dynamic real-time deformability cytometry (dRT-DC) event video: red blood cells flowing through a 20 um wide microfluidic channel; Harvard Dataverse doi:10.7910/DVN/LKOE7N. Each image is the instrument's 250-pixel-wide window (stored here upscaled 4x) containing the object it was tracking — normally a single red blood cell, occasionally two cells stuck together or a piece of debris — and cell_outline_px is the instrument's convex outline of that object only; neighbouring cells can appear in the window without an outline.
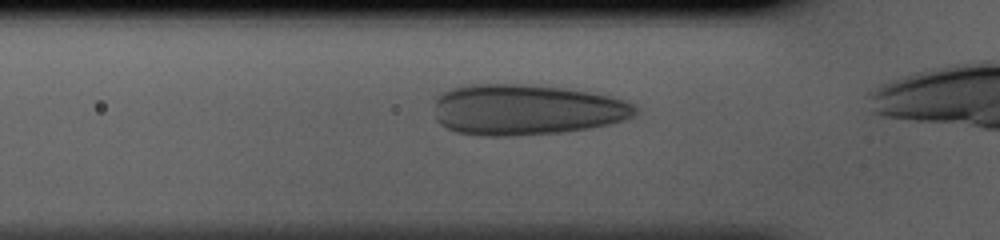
{"species": "human", "species_latin": "Homo sapiens", "temperature_condition": "cold", "stored_images_in_passage": 12, "camera_frame_rate_fps": 3000, "um_per_image_px": 0.085, "donor": {"sex": "male"}, "frame": {"image": 1, "passage_image": 7, "time_ms": 2.0, "image_size_px": [1000, 240], "cell_outline_px": [[640, 108], [636, 116], [624, 120], [608, 124], [588, 128], [560, 132], [512, 136], [480, 136], [456, 132], [440, 124], [436, 120], [436, 96], [452, 88], [472, 84], [520, 84], [564, 88], [588, 92], [608, 96], [624, 100]], "centroid_in_image_um": [44.73, 9.33], "position_along_channel_um": 81.1, "area_um2": 59.48}}
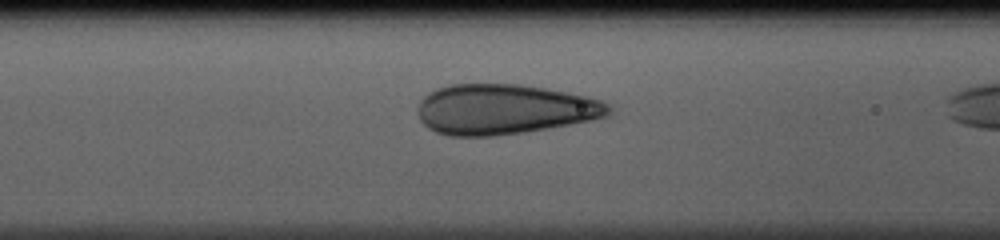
{"frame": {"image": 2, "passage_image": 10, "time_ms": 3.0, "image_size_px": [1000, 240], "cell_outline_px": [[608, 116], [592, 120], [548, 128], [524, 132], [492, 136], [448, 136], [436, 132], [428, 128], [420, 120], [420, 100], [428, 92], [436, 88], [448, 84], [520, 84], [544, 88], [584, 96], [600, 100], [608, 104]], "centroid_in_image_um": [42.82, 9.29], "position_along_channel_um": 123.8, "area_um2": 55.49}}